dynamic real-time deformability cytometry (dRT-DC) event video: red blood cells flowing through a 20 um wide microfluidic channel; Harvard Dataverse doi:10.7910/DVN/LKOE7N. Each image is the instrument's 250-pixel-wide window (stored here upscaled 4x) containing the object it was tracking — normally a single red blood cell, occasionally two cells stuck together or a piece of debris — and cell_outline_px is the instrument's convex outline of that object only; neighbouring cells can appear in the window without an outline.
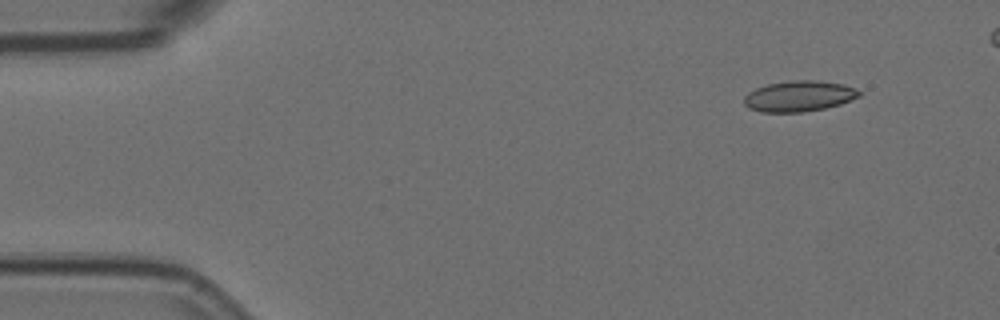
{"species": "Egyptian fruit bat (a non-hibernating species)", "species_latin": "Rousettus aegyptiacus", "temperature_condition": "room temperature", "stored_images_in_passage": 5, "camera_frame_rate_fps": 3000, "um_per_image_px": 0.085, "animal": {"sex": "female"}, "frame": {"image": 1, "passage_image": 1, "time_ms": 0.0, "image_size_px": [1000, 320], "cell_outline_px": [[860, 96], [840, 104], [824, 108], [804, 112], [760, 112], [748, 108], [744, 104], [744, 96], [748, 92], [756, 88], [768, 84], [792, 80], [816, 80], [844, 84], [856, 88], [860, 92]], "centroid_in_image_um": [67.9, 8.17], "position_along_channel_um": 17.1, "area_um2": 20.69}}